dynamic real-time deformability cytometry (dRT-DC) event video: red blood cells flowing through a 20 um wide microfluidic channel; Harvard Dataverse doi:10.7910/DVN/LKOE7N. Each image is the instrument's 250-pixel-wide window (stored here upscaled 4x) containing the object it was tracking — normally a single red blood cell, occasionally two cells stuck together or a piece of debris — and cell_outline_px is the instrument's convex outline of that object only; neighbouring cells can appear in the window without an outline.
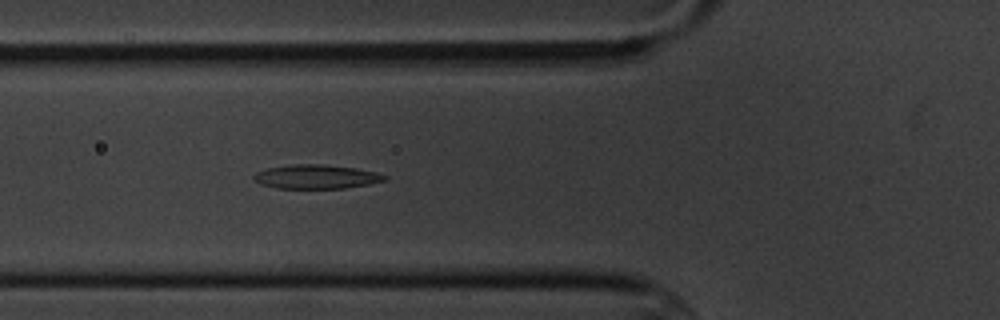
{"species": "common noctule bat (a hibernating species)", "species_latin": "Nyctalus noctula", "temperature_condition": "cold", "stored_images_in_passage": 6, "camera_frame_rate_fps": 3000, "um_per_image_px": 0.085, "animal": {"sex": "male", "body_mass_g": 20.1, "forearm_length_mm": 53.5}, "frame": {"image": 1, "passage_image": 6, "time_ms": 5.667, "image_size_px": [1000, 320], "cell_outline_px": [[388, 180], [368, 184], [344, 188], [276, 188], [260, 184], [252, 180], [252, 176], [256, 172], [268, 168], [292, 164], [324, 164], [356, 168], [376, 172], [388, 176]], "centroid_in_image_um": [26.87, 15.02], "position_along_channel_um": 98.9, "area_um2": 18.44}}